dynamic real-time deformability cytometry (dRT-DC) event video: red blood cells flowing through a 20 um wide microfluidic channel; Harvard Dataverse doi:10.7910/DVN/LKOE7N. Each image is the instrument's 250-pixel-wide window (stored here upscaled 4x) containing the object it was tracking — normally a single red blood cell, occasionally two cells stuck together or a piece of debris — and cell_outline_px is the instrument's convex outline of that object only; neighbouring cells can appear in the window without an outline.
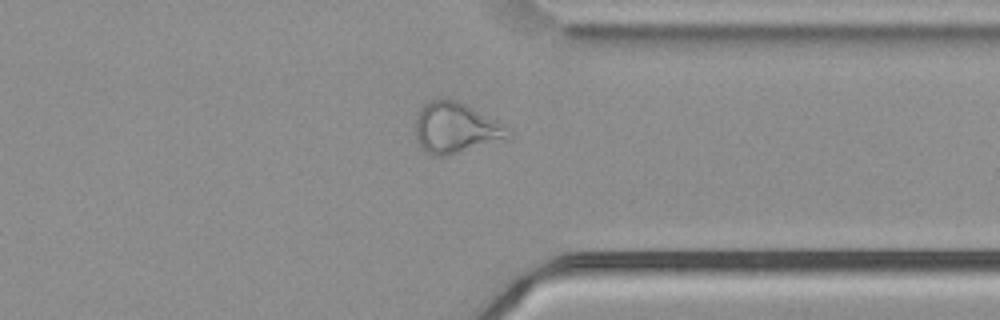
{"species": "common noctule bat (a hibernating species)", "species_latin": "Nyctalus noctula", "temperature_condition": "cold", "stored_images_in_passage": 54, "camera_frame_rate_fps": 3000, "um_per_image_px": 0.085, "animal": {"sex": "male", "body_mass_g": 21.5, "forearm_length_mm": 52.0}, "frame": {"image": 1, "passage_image": 42, "time_ms": 13.667, "image_size_px": [1000, 320], "cell_outline_px": [[512, 140], [444, 156], [432, 156], [416, 140], [416, 116], [420, 108], [424, 104], [440, 96], [456, 100], [496, 120], [508, 128], [512, 136]], "centroid_in_image_um": [38.78, 10.88], "position_along_channel_um": 372.6, "area_um2": 27.8}}
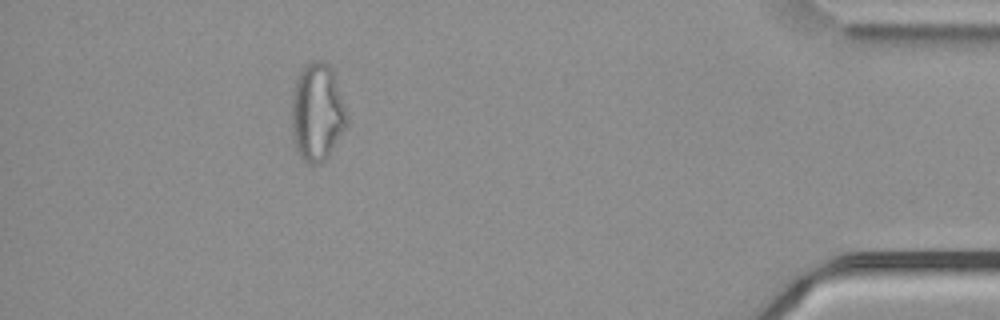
{"frame": {"image": 2, "passage_image": 49, "time_ms": 16.0, "image_size_px": [1000, 320], "cell_outline_px": [[348, 128], [328, 156], [320, 164], [308, 164], [300, 156], [296, 148], [292, 132], [292, 92], [296, 80], [304, 64], [312, 60], [320, 60], [328, 64], [332, 68], [348, 116]], "centroid_in_image_um": [26.98, 9.55], "position_along_channel_um": 408.2, "area_um2": 31.85}}